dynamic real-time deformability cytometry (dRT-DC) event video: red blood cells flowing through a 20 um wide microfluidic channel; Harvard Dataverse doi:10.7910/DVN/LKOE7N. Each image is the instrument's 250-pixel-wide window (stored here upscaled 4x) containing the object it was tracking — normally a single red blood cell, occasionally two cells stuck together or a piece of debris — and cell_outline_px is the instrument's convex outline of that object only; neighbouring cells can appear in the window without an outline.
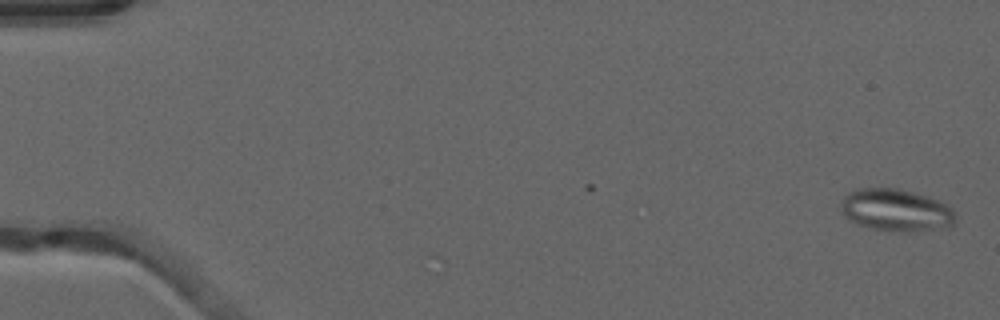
{"species": "common noctule bat (a hibernating species)", "species_latin": "Nyctalus noctula", "temperature_condition": "warm", "stored_images_in_passage": 45, "camera_frame_rate_fps": 3000, "um_per_image_px": 0.085, "animal": {"sex": "male", "forearm_length_mm": 52.5}, "frame": {"image": 1, "passage_image": 1, "time_ms": 0.0, "image_size_px": [1000, 320], "cell_outline_px": [[956, 220], [952, 228], [908, 232], [904, 232], [872, 228], [860, 224], [844, 216], [840, 204], [844, 196], [848, 192], [856, 188], [896, 188], [928, 196], [948, 204], [956, 212]], "centroid_in_image_um": [76.24, 17.86], "position_along_channel_um": 8.8, "area_um2": 28.55}}
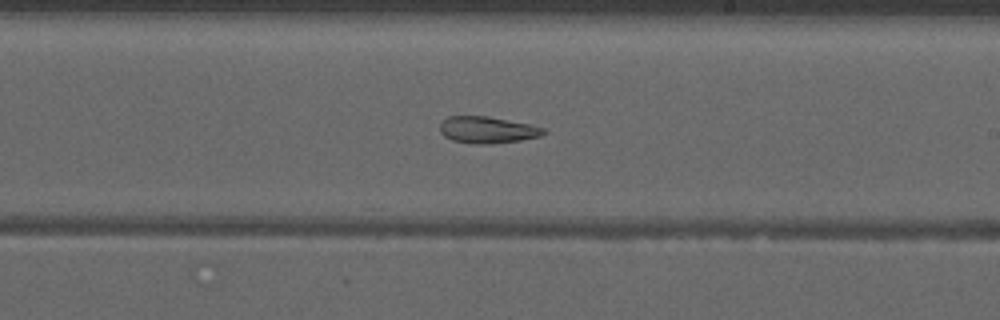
{"frame": {"image": 2, "passage_image": 31, "time_ms": 10.0, "image_size_px": [1000, 320], "cell_outline_px": [[548, 132], [540, 136], [520, 140], [484, 144], [472, 144], [452, 140], [444, 136], [440, 132], [440, 124], [448, 116], [488, 116], [528, 124], [544, 128]], "centroid_in_image_um": [41.41, 11.04], "position_along_channel_um": 247.6, "area_um2": 16.01}}
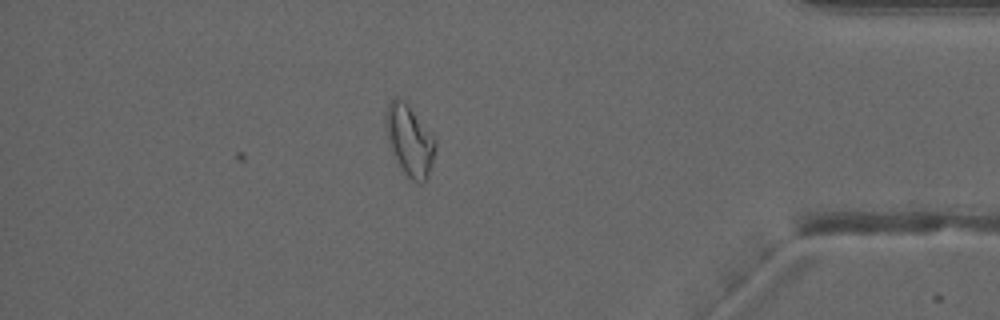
{"frame": {"image": 3, "passage_image": 45, "time_ms": 14.667, "image_size_px": [1000, 320], "cell_outline_px": [[436, 144], [428, 176], [420, 184], [412, 180], [404, 172], [388, 140], [384, 116], [388, 104], [396, 96], [408, 104], [436, 140]], "centroid_in_image_um": [34.81, 11.89], "position_along_channel_um": 400.4, "area_um2": 19.77}, "authors_computed_cell_mechanics": {"area_um2": 19.7676, "velocity_mm_per_s": 3.9831, "shape_relaxation_time_tau1_ms": null, "shape_relaxation_time_tau2_ms": 3.9398, "deformation_change_tau1": null, "deformation_change_tau2": 0.1314}}